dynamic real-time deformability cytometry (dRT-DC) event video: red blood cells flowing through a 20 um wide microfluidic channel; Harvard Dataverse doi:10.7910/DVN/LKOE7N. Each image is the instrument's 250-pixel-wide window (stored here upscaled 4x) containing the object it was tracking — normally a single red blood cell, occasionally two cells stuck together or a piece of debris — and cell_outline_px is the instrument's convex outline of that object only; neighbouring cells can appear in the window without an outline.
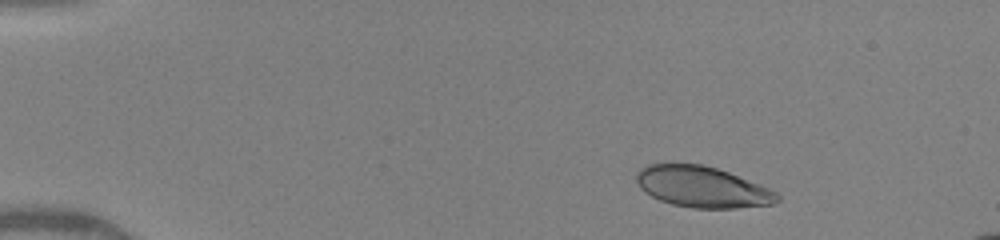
{"species": "human", "species_latin": "Homo sapiens", "temperature_condition": "warm", "stored_images_in_passage": 5, "camera_frame_rate_fps": 3000, "um_per_image_px": 0.085, "donor": {"sex": "female"}, "frame": {"image": 1, "passage_image": 1, "time_ms": 0.0, "image_size_px": [1000, 240], "cell_outline_px": [[780, 200], [776, 204], [736, 208], [692, 208], [672, 204], [660, 200], [652, 196], [640, 188], [636, 180], [636, 172], [640, 168], [648, 164], [672, 160], [700, 164], [716, 168], [728, 172], [768, 188], [776, 192], [780, 196]], "centroid_in_image_um": [59.64, 15.85], "position_along_channel_um": 25.4, "area_um2": 34.28}}